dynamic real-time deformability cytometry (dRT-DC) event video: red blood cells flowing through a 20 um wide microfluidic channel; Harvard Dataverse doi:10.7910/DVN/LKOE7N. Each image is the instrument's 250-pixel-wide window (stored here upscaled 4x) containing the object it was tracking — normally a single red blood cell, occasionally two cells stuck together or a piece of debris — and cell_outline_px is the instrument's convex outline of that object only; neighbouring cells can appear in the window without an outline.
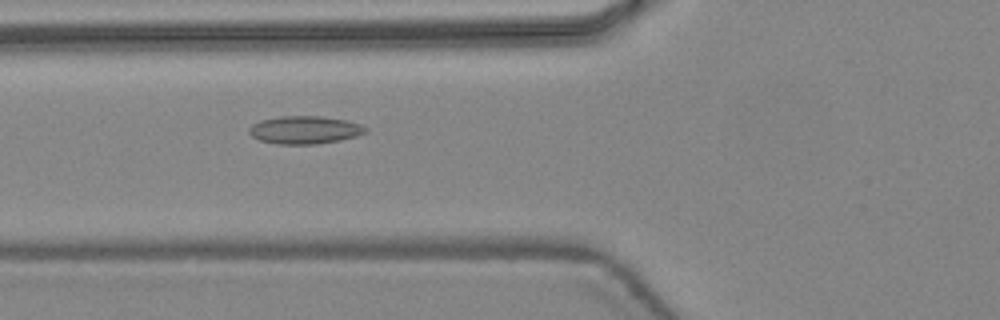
{"species": "common noctule bat (a hibernating species)", "species_latin": "Nyctalus noctula", "temperature_condition": "warm", "stored_images_in_passage": 6, "camera_frame_rate_fps": 3000, "um_per_image_px": 0.085, "animal": {"sex": "female", "body_mass_g": 24.6, "forearm_length_mm": 56.2}, "frame": {"image": 1, "passage_image": 6, "time_ms": 1.667, "image_size_px": [1000, 320], "cell_outline_px": [[368, 132], [356, 136], [340, 140], [316, 144], [276, 144], [260, 140], [252, 136], [248, 132], [248, 128], [252, 124], [260, 120], [280, 116], [320, 116], [348, 120], [360, 124], [368, 128]], "centroid_in_image_um": [25.91, 11.04], "position_along_channel_um": 99.9, "area_um2": 19.07}}